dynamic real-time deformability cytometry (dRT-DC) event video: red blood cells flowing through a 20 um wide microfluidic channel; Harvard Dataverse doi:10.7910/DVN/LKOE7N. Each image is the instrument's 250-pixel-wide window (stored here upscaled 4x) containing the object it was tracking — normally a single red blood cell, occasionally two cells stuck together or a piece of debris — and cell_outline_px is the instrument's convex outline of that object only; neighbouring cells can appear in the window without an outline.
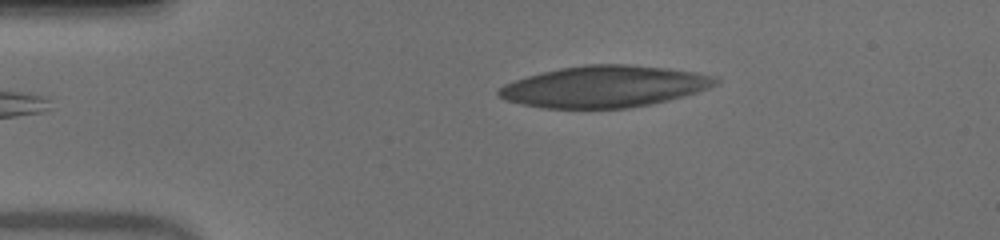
{"species": "human", "species_latin": "Homo sapiens", "temperature_condition": "warm", "stored_images_in_passage": 43, "camera_frame_rate_fps": 3000, "um_per_image_px": 0.085, "donor": {"sex": "male"}, "frame": {"image": 1, "passage_image": 1, "time_ms": 0.0, "image_size_px": [1000, 240], "cell_outline_px": [[720, 80], [716, 84], [708, 88], [684, 96], [668, 100], [628, 108], [540, 108], [504, 100], [496, 92], [504, 84], [528, 76], [560, 68], [588, 64], [628, 64], [664, 68], [696, 72], [716, 76]], "centroid_in_image_um": [51.37, 7.36], "position_along_channel_um": 33.6, "area_um2": 52.19}}
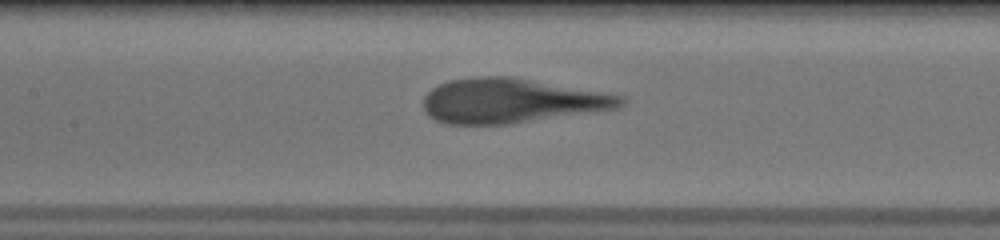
{"frame": {"image": 2, "passage_image": 15, "time_ms": 4.667, "image_size_px": [1000, 240], "cell_outline_px": [[628, 100], [624, 104], [616, 108], [512, 124], [448, 124], [436, 120], [428, 116], [424, 112], [424, 96], [432, 88], [440, 84], [452, 80], [480, 76], [512, 76], [624, 96]], "centroid_in_image_um": [43.44, 8.57], "position_along_channel_um": 164.0, "area_um2": 51.1}}
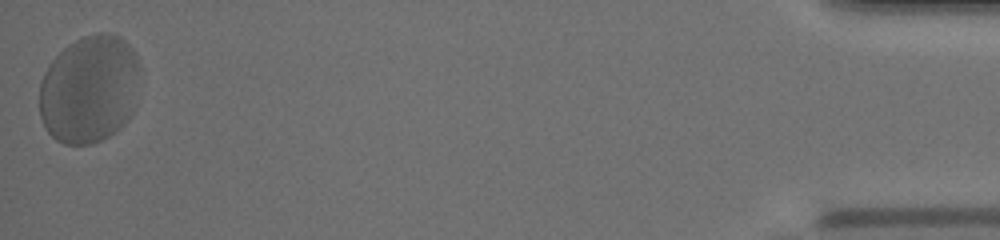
{"frame": {"image": 3, "passage_image": 43, "time_ms": 14.0, "image_size_px": [1000, 240], "cell_outline_px": [[140, 72], [128, 116], [116, 132], [100, 140], [88, 144], [64, 144], [56, 140], [48, 132], [40, 116], [40, 84], [44, 72], [52, 60], [68, 44], [84, 36], [96, 32], [108, 32], [120, 36], [132, 48], [140, 64]], "centroid_in_image_um": [7.56, 7.55], "position_along_channel_um": 427.6, "area_um2": 62.89}}